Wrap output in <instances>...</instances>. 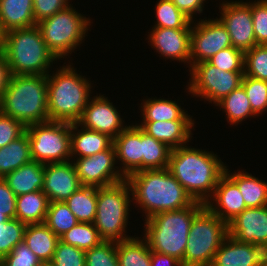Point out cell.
I'll use <instances>...</instances> for the list:
<instances>
[{
	"label": "cell",
	"mask_w": 267,
	"mask_h": 266,
	"mask_svg": "<svg viewBox=\"0 0 267 266\" xmlns=\"http://www.w3.org/2000/svg\"><path fill=\"white\" fill-rule=\"evenodd\" d=\"M224 165L216 154L184 145L171 150L167 169L194 201L206 204L225 173Z\"/></svg>",
	"instance_id": "1"
},
{
	"label": "cell",
	"mask_w": 267,
	"mask_h": 266,
	"mask_svg": "<svg viewBox=\"0 0 267 266\" xmlns=\"http://www.w3.org/2000/svg\"><path fill=\"white\" fill-rule=\"evenodd\" d=\"M126 179L133 199L147 214L145 219L163 211L188 207L195 202L167 168L141 170Z\"/></svg>",
	"instance_id": "2"
},
{
	"label": "cell",
	"mask_w": 267,
	"mask_h": 266,
	"mask_svg": "<svg viewBox=\"0 0 267 266\" xmlns=\"http://www.w3.org/2000/svg\"><path fill=\"white\" fill-rule=\"evenodd\" d=\"M48 75H11L0 98V112L25 126L49 121Z\"/></svg>",
	"instance_id": "3"
},
{
	"label": "cell",
	"mask_w": 267,
	"mask_h": 266,
	"mask_svg": "<svg viewBox=\"0 0 267 266\" xmlns=\"http://www.w3.org/2000/svg\"><path fill=\"white\" fill-rule=\"evenodd\" d=\"M205 204L192 205L173 211H163L145 219V239L150 250L173 256L184 266V253L195 215Z\"/></svg>",
	"instance_id": "4"
},
{
	"label": "cell",
	"mask_w": 267,
	"mask_h": 266,
	"mask_svg": "<svg viewBox=\"0 0 267 266\" xmlns=\"http://www.w3.org/2000/svg\"><path fill=\"white\" fill-rule=\"evenodd\" d=\"M91 85L71 65L48 74L47 102L49 121L77 123L89 101Z\"/></svg>",
	"instance_id": "5"
},
{
	"label": "cell",
	"mask_w": 267,
	"mask_h": 266,
	"mask_svg": "<svg viewBox=\"0 0 267 266\" xmlns=\"http://www.w3.org/2000/svg\"><path fill=\"white\" fill-rule=\"evenodd\" d=\"M3 51L11 75H48L47 69L57 60L37 25L7 31Z\"/></svg>",
	"instance_id": "6"
},
{
	"label": "cell",
	"mask_w": 267,
	"mask_h": 266,
	"mask_svg": "<svg viewBox=\"0 0 267 266\" xmlns=\"http://www.w3.org/2000/svg\"><path fill=\"white\" fill-rule=\"evenodd\" d=\"M129 191L132 189L127 179L97 187V210L93 224L103 241L120 242L131 238L124 234L131 202Z\"/></svg>",
	"instance_id": "7"
},
{
	"label": "cell",
	"mask_w": 267,
	"mask_h": 266,
	"mask_svg": "<svg viewBox=\"0 0 267 266\" xmlns=\"http://www.w3.org/2000/svg\"><path fill=\"white\" fill-rule=\"evenodd\" d=\"M228 236V224L204 206L194 217L184 253V266H211Z\"/></svg>",
	"instance_id": "8"
},
{
	"label": "cell",
	"mask_w": 267,
	"mask_h": 266,
	"mask_svg": "<svg viewBox=\"0 0 267 266\" xmlns=\"http://www.w3.org/2000/svg\"><path fill=\"white\" fill-rule=\"evenodd\" d=\"M69 5L36 24L48 49L58 59L72 53V50L74 51L76 46L81 44L88 31L87 26L91 23L90 19L76 12L71 4Z\"/></svg>",
	"instance_id": "9"
},
{
	"label": "cell",
	"mask_w": 267,
	"mask_h": 266,
	"mask_svg": "<svg viewBox=\"0 0 267 266\" xmlns=\"http://www.w3.org/2000/svg\"><path fill=\"white\" fill-rule=\"evenodd\" d=\"M33 161L57 163L70 161L71 123L48 121L26 126Z\"/></svg>",
	"instance_id": "10"
},
{
	"label": "cell",
	"mask_w": 267,
	"mask_h": 266,
	"mask_svg": "<svg viewBox=\"0 0 267 266\" xmlns=\"http://www.w3.org/2000/svg\"><path fill=\"white\" fill-rule=\"evenodd\" d=\"M191 71L189 92L215 104L237 89L244 75V72L222 71L208 61L195 64Z\"/></svg>",
	"instance_id": "11"
},
{
	"label": "cell",
	"mask_w": 267,
	"mask_h": 266,
	"mask_svg": "<svg viewBox=\"0 0 267 266\" xmlns=\"http://www.w3.org/2000/svg\"><path fill=\"white\" fill-rule=\"evenodd\" d=\"M202 20L192 28L190 68L197 63L208 61L220 50L232 46L230 35L218 18Z\"/></svg>",
	"instance_id": "12"
},
{
	"label": "cell",
	"mask_w": 267,
	"mask_h": 266,
	"mask_svg": "<svg viewBox=\"0 0 267 266\" xmlns=\"http://www.w3.org/2000/svg\"><path fill=\"white\" fill-rule=\"evenodd\" d=\"M115 160L116 152L114 145L89 157L78 158L73 164L75 165L80 184L103 187L126 179L123 173L114 168Z\"/></svg>",
	"instance_id": "13"
},
{
	"label": "cell",
	"mask_w": 267,
	"mask_h": 266,
	"mask_svg": "<svg viewBox=\"0 0 267 266\" xmlns=\"http://www.w3.org/2000/svg\"><path fill=\"white\" fill-rule=\"evenodd\" d=\"M219 20L228 31L232 46L244 53L256 44L251 3L227 2L221 6Z\"/></svg>",
	"instance_id": "14"
},
{
	"label": "cell",
	"mask_w": 267,
	"mask_h": 266,
	"mask_svg": "<svg viewBox=\"0 0 267 266\" xmlns=\"http://www.w3.org/2000/svg\"><path fill=\"white\" fill-rule=\"evenodd\" d=\"M89 99L83 114L79 121V125L86 129L98 131L109 135L115 139L128 126H122L123 120L117 109L104 96H94L92 101Z\"/></svg>",
	"instance_id": "15"
},
{
	"label": "cell",
	"mask_w": 267,
	"mask_h": 266,
	"mask_svg": "<svg viewBox=\"0 0 267 266\" xmlns=\"http://www.w3.org/2000/svg\"><path fill=\"white\" fill-rule=\"evenodd\" d=\"M228 235L243 243L267 247V205L243 210L228 223Z\"/></svg>",
	"instance_id": "16"
},
{
	"label": "cell",
	"mask_w": 267,
	"mask_h": 266,
	"mask_svg": "<svg viewBox=\"0 0 267 266\" xmlns=\"http://www.w3.org/2000/svg\"><path fill=\"white\" fill-rule=\"evenodd\" d=\"M80 186L75 165L70 161L44 165L42 191L50 202L66 201Z\"/></svg>",
	"instance_id": "17"
},
{
	"label": "cell",
	"mask_w": 267,
	"mask_h": 266,
	"mask_svg": "<svg viewBox=\"0 0 267 266\" xmlns=\"http://www.w3.org/2000/svg\"><path fill=\"white\" fill-rule=\"evenodd\" d=\"M151 32L148 40L162 56L190 62L192 29L153 28Z\"/></svg>",
	"instance_id": "18"
},
{
	"label": "cell",
	"mask_w": 267,
	"mask_h": 266,
	"mask_svg": "<svg viewBox=\"0 0 267 266\" xmlns=\"http://www.w3.org/2000/svg\"><path fill=\"white\" fill-rule=\"evenodd\" d=\"M211 197L219 208L210 201L205 206L227 224L247 208L237 184L226 173L220 177Z\"/></svg>",
	"instance_id": "19"
},
{
	"label": "cell",
	"mask_w": 267,
	"mask_h": 266,
	"mask_svg": "<svg viewBox=\"0 0 267 266\" xmlns=\"http://www.w3.org/2000/svg\"><path fill=\"white\" fill-rule=\"evenodd\" d=\"M113 145L117 160L123 162L121 164L124 166L120 171L126 178L143 170L142 129L137 124L123 130L113 139Z\"/></svg>",
	"instance_id": "20"
},
{
	"label": "cell",
	"mask_w": 267,
	"mask_h": 266,
	"mask_svg": "<svg viewBox=\"0 0 267 266\" xmlns=\"http://www.w3.org/2000/svg\"><path fill=\"white\" fill-rule=\"evenodd\" d=\"M262 249L228 235L215 253L211 266H261Z\"/></svg>",
	"instance_id": "21"
},
{
	"label": "cell",
	"mask_w": 267,
	"mask_h": 266,
	"mask_svg": "<svg viewBox=\"0 0 267 266\" xmlns=\"http://www.w3.org/2000/svg\"><path fill=\"white\" fill-rule=\"evenodd\" d=\"M138 126L148 135L174 149L189 142L194 122L192 120L144 121Z\"/></svg>",
	"instance_id": "22"
},
{
	"label": "cell",
	"mask_w": 267,
	"mask_h": 266,
	"mask_svg": "<svg viewBox=\"0 0 267 266\" xmlns=\"http://www.w3.org/2000/svg\"><path fill=\"white\" fill-rule=\"evenodd\" d=\"M44 163L31 161L5 175L3 179L16 196L43 189Z\"/></svg>",
	"instance_id": "23"
},
{
	"label": "cell",
	"mask_w": 267,
	"mask_h": 266,
	"mask_svg": "<svg viewBox=\"0 0 267 266\" xmlns=\"http://www.w3.org/2000/svg\"><path fill=\"white\" fill-rule=\"evenodd\" d=\"M80 125L71 123V156L89 157L95 153L102 152L113 145V138L98 131L82 128L75 133Z\"/></svg>",
	"instance_id": "24"
},
{
	"label": "cell",
	"mask_w": 267,
	"mask_h": 266,
	"mask_svg": "<svg viewBox=\"0 0 267 266\" xmlns=\"http://www.w3.org/2000/svg\"><path fill=\"white\" fill-rule=\"evenodd\" d=\"M59 240L45 223L26 225L24 242L43 263L52 261Z\"/></svg>",
	"instance_id": "25"
},
{
	"label": "cell",
	"mask_w": 267,
	"mask_h": 266,
	"mask_svg": "<svg viewBox=\"0 0 267 266\" xmlns=\"http://www.w3.org/2000/svg\"><path fill=\"white\" fill-rule=\"evenodd\" d=\"M0 22L6 32L36 26L33 0H0Z\"/></svg>",
	"instance_id": "26"
},
{
	"label": "cell",
	"mask_w": 267,
	"mask_h": 266,
	"mask_svg": "<svg viewBox=\"0 0 267 266\" xmlns=\"http://www.w3.org/2000/svg\"><path fill=\"white\" fill-rule=\"evenodd\" d=\"M49 199L42 191H34L17 196L15 219L27 224L44 223L49 207Z\"/></svg>",
	"instance_id": "27"
},
{
	"label": "cell",
	"mask_w": 267,
	"mask_h": 266,
	"mask_svg": "<svg viewBox=\"0 0 267 266\" xmlns=\"http://www.w3.org/2000/svg\"><path fill=\"white\" fill-rule=\"evenodd\" d=\"M33 161L27 132L0 148V178Z\"/></svg>",
	"instance_id": "28"
},
{
	"label": "cell",
	"mask_w": 267,
	"mask_h": 266,
	"mask_svg": "<svg viewBox=\"0 0 267 266\" xmlns=\"http://www.w3.org/2000/svg\"><path fill=\"white\" fill-rule=\"evenodd\" d=\"M225 173L237 184L247 208L267 205V183L243 171L230 175L227 167Z\"/></svg>",
	"instance_id": "29"
},
{
	"label": "cell",
	"mask_w": 267,
	"mask_h": 266,
	"mask_svg": "<svg viewBox=\"0 0 267 266\" xmlns=\"http://www.w3.org/2000/svg\"><path fill=\"white\" fill-rule=\"evenodd\" d=\"M65 203L78 222L93 223L97 210V187L81 185Z\"/></svg>",
	"instance_id": "30"
},
{
	"label": "cell",
	"mask_w": 267,
	"mask_h": 266,
	"mask_svg": "<svg viewBox=\"0 0 267 266\" xmlns=\"http://www.w3.org/2000/svg\"><path fill=\"white\" fill-rule=\"evenodd\" d=\"M117 257L119 266H151V250L144 238L131 237L117 242Z\"/></svg>",
	"instance_id": "31"
},
{
	"label": "cell",
	"mask_w": 267,
	"mask_h": 266,
	"mask_svg": "<svg viewBox=\"0 0 267 266\" xmlns=\"http://www.w3.org/2000/svg\"><path fill=\"white\" fill-rule=\"evenodd\" d=\"M143 121L192 120L175 101L165 99H149L141 106Z\"/></svg>",
	"instance_id": "32"
},
{
	"label": "cell",
	"mask_w": 267,
	"mask_h": 266,
	"mask_svg": "<svg viewBox=\"0 0 267 266\" xmlns=\"http://www.w3.org/2000/svg\"><path fill=\"white\" fill-rule=\"evenodd\" d=\"M171 148L142 130L143 170L166 169Z\"/></svg>",
	"instance_id": "33"
},
{
	"label": "cell",
	"mask_w": 267,
	"mask_h": 266,
	"mask_svg": "<svg viewBox=\"0 0 267 266\" xmlns=\"http://www.w3.org/2000/svg\"><path fill=\"white\" fill-rule=\"evenodd\" d=\"M218 105L224 109L232 124L239 123L250 116H256L242 85L219 101L216 106Z\"/></svg>",
	"instance_id": "34"
},
{
	"label": "cell",
	"mask_w": 267,
	"mask_h": 266,
	"mask_svg": "<svg viewBox=\"0 0 267 266\" xmlns=\"http://www.w3.org/2000/svg\"><path fill=\"white\" fill-rule=\"evenodd\" d=\"M59 239L84 251L98 246L103 241L93 223L83 222H78L70 230L62 234Z\"/></svg>",
	"instance_id": "35"
},
{
	"label": "cell",
	"mask_w": 267,
	"mask_h": 266,
	"mask_svg": "<svg viewBox=\"0 0 267 266\" xmlns=\"http://www.w3.org/2000/svg\"><path fill=\"white\" fill-rule=\"evenodd\" d=\"M58 237L74 227L78 221L65 201L50 202L44 222Z\"/></svg>",
	"instance_id": "36"
},
{
	"label": "cell",
	"mask_w": 267,
	"mask_h": 266,
	"mask_svg": "<svg viewBox=\"0 0 267 266\" xmlns=\"http://www.w3.org/2000/svg\"><path fill=\"white\" fill-rule=\"evenodd\" d=\"M157 24L153 28L192 29L187 18L171 0H159L156 5Z\"/></svg>",
	"instance_id": "37"
},
{
	"label": "cell",
	"mask_w": 267,
	"mask_h": 266,
	"mask_svg": "<svg viewBox=\"0 0 267 266\" xmlns=\"http://www.w3.org/2000/svg\"><path fill=\"white\" fill-rule=\"evenodd\" d=\"M25 229L26 224L15 218L0 222V259L24 241Z\"/></svg>",
	"instance_id": "38"
},
{
	"label": "cell",
	"mask_w": 267,
	"mask_h": 266,
	"mask_svg": "<svg viewBox=\"0 0 267 266\" xmlns=\"http://www.w3.org/2000/svg\"><path fill=\"white\" fill-rule=\"evenodd\" d=\"M244 75L267 82V45L257 44L244 53Z\"/></svg>",
	"instance_id": "39"
},
{
	"label": "cell",
	"mask_w": 267,
	"mask_h": 266,
	"mask_svg": "<svg viewBox=\"0 0 267 266\" xmlns=\"http://www.w3.org/2000/svg\"><path fill=\"white\" fill-rule=\"evenodd\" d=\"M85 266H119L117 242L102 241L98 246L85 251Z\"/></svg>",
	"instance_id": "40"
},
{
	"label": "cell",
	"mask_w": 267,
	"mask_h": 266,
	"mask_svg": "<svg viewBox=\"0 0 267 266\" xmlns=\"http://www.w3.org/2000/svg\"><path fill=\"white\" fill-rule=\"evenodd\" d=\"M241 85L244 87L252 111L256 115L262 114V112L266 111L267 82L243 75Z\"/></svg>",
	"instance_id": "41"
},
{
	"label": "cell",
	"mask_w": 267,
	"mask_h": 266,
	"mask_svg": "<svg viewBox=\"0 0 267 266\" xmlns=\"http://www.w3.org/2000/svg\"><path fill=\"white\" fill-rule=\"evenodd\" d=\"M208 62L227 72H244V52L233 46L220 50Z\"/></svg>",
	"instance_id": "42"
},
{
	"label": "cell",
	"mask_w": 267,
	"mask_h": 266,
	"mask_svg": "<svg viewBox=\"0 0 267 266\" xmlns=\"http://www.w3.org/2000/svg\"><path fill=\"white\" fill-rule=\"evenodd\" d=\"M85 251L58 241L53 259V266H85Z\"/></svg>",
	"instance_id": "43"
},
{
	"label": "cell",
	"mask_w": 267,
	"mask_h": 266,
	"mask_svg": "<svg viewBox=\"0 0 267 266\" xmlns=\"http://www.w3.org/2000/svg\"><path fill=\"white\" fill-rule=\"evenodd\" d=\"M42 263L24 241L20 242L10 254L0 259V266H40Z\"/></svg>",
	"instance_id": "44"
},
{
	"label": "cell",
	"mask_w": 267,
	"mask_h": 266,
	"mask_svg": "<svg viewBox=\"0 0 267 266\" xmlns=\"http://www.w3.org/2000/svg\"><path fill=\"white\" fill-rule=\"evenodd\" d=\"M254 2L251 3V14L256 44L267 45V0Z\"/></svg>",
	"instance_id": "45"
},
{
	"label": "cell",
	"mask_w": 267,
	"mask_h": 266,
	"mask_svg": "<svg viewBox=\"0 0 267 266\" xmlns=\"http://www.w3.org/2000/svg\"><path fill=\"white\" fill-rule=\"evenodd\" d=\"M26 132V126L0 112V148L8 145Z\"/></svg>",
	"instance_id": "46"
},
{
	"label": "cell",
	"mask_w": 267,
	"mask_h": 266,
	"mask_svg": "<svg viewBox=\"0 0 267 266\" xmlns=\"http://www.w3.org/2000/svg\"><path fill=\"white\" fill-rule=\"evenodd\" d=\"M17 196L6 181L0 178V222L15 218Z\"/></svg>",
	"instance_id": "47"
},
{
	"label": "cell",
	"mask_w": 267,
	"mask_h": 266,
	"mask_svg": "<svg viewBox=\"0 0 267 266\" xmlns=\"http://www.w3.org/2000/svg\"><path fill=\"white\" fill-rule=\"evenodd\" d=\"M68 4V0H33L35 22L38 23L45 18L53 16L69 6Z\"/></svg>",
	"instance_id": "48"
},
{
	"label": "cell",
	"mask_w": 267,
	"mask_h": 266,
	"mask_svg": "<svg viewBox=\"0 0 267 266\" xmlns=\"http://www.w3.org/2000/svg\"><path fill=\"white\" fill-rule=\"evenodd\" d=\"M173 4L191 21L193 15L201 13L203 10V2L205 0H171Z\"/></svg>",
	"instance_id": "49"
},
{
	"label": "cell",
	"mask_w": 267,
	"mask_h": 266,
	"mask_svg": "<svg viewBox=\"0 0 267 266\" xmlns=\"http://www.w3.org/2000/svg\"><path fill=\"white\" fill-rule=\"evenodd\" d=\"M11 77L10 68L8 66L4 51H0V98L8 87Z\"/></svg>",
	"instance_id": "50"
},
{
	"label": "cell",
	"mask_w": 267,
	"mask_h": 266,
	"mask_svg": "<svg viewBox=\"0 0 267 266\" xmlns=\"http://www.w3.org/2000/svg\"><path fill=\"white\" fill-rule=\"evenodd\" d=\"M151 266H182V263L173 256L151 251Z\"/></svg>",
	"instance_id": "51"
},
{
	"label": "cell",
	"mask_w": 267,
	"mask_h": 266,
	"mask_svg": "<svg viewBox=\"0 0 267 266\" xmlns=\"http://www.w3.org/2000/svg\"><path fill=\"white\" fill-rule=\"evenodd\" d=\"M5 37H6V31L3 29L2 24L0 22V51L3 50L4 48Z\"/></svg>",
	"instance_id": "52"
},
{
	"label": "cell",
	"mask_w": 267,
	"mask_h": 266,
	"mask_svg": "<svg viewBox=\"0 0 267 266\" xmlns=\"http://www.w3.org/2000/svg\"><path fill=\"white\" fill-rule=\"evenodd\" d=\"M261 266H267V247L262 249Z\"/></svg>",
	"instance_id": "53"
},
{
	"label": "cell",
	"mask_w": 267,
	"mask_h": 266,
	"mask_svg": "<svg viewBox=\"0 0 267 266\" xmlns=\"http://www.w3.org/2000/svg\"><path fill=\"white\" fill-rule=\"evenodd\" d=\"M40 266H53L51 262L42 263Z\"/></svg>",
	"instance_id": "54"
}]
</instances>
